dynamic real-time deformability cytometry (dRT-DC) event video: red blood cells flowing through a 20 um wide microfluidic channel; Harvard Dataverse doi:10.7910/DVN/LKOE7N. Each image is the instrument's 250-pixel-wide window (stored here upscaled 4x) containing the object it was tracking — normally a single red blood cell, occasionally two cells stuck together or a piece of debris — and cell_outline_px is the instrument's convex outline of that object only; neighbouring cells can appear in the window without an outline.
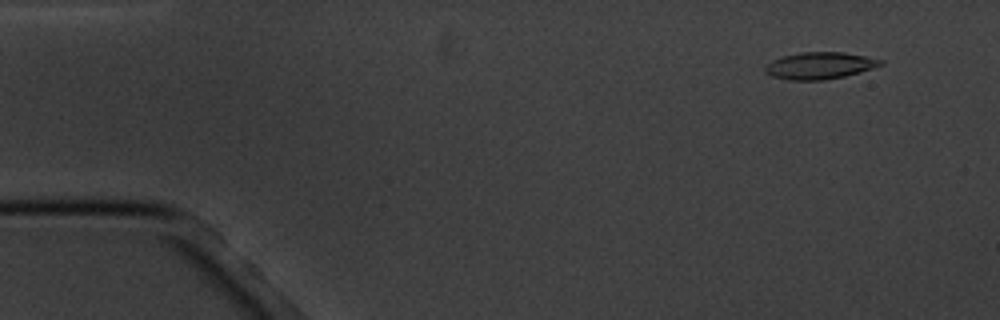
{"species": "common noctule bat (a hibernating species)", "species_latin": "Nyctalus noctula", "temperature_condition": "cold", "stored_images_in_passage": 4, "camera_frame_rate_fps": 3000, "um_per_image_px": 0.085, "animal": {"sex": "male", "body_mass_g": 20.1, "forearm_length_mm": 53.5}, "frame": {"image": 1, "passage_image": 1, "time_ms": 0.0, "image_size_px": [1000, 320], "cell_outline_px": [[884, 64], [872, 68], [844, 76], [824, 80], [788, 80], [772, 76], [764, 72], [764, 68], [772, 60], [784, 56], [800, 52], [844, 52], [884, 60]], "centroid_in_image_um": [69.66, 5.58], "position_along_channel_um": 15.3, "area_um2": 17.98}}
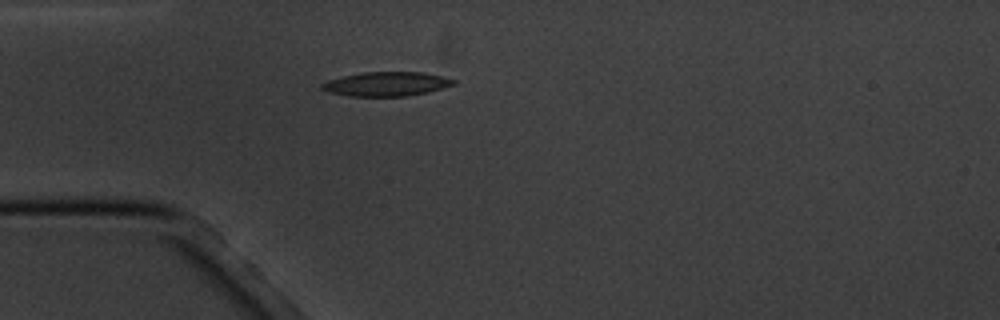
{"frame": {"image": 2, "passage_image": 4, "time_ms": 3.667, "image_size_px": [1000, 320], "cell_outline_px": [[456, 84], [428, 92], [408, 96], [348, 96], [328, 92], [320, 88], [320, 84], [328, 80], [344, 76], [364, 72], [424, 72], [456, 80]], "centroid_in_image_um": [32.84, 7.14], "position_along_channel_um": 52.2, "area_um2": 18.55}}